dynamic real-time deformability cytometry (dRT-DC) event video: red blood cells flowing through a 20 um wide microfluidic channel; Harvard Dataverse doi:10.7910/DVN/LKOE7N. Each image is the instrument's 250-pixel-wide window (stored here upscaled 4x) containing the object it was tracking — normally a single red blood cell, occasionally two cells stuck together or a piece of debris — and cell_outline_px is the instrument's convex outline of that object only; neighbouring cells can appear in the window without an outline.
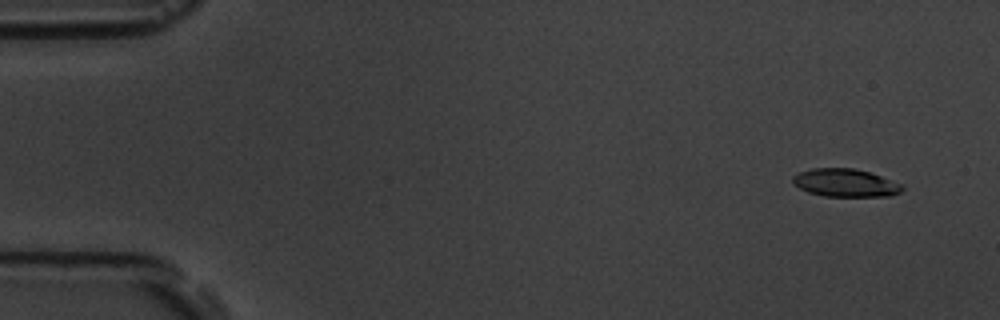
{"species": "common noctule bat (a hibernating species)", "species_latin": "Nyctalus noctula", "temperature_condition": "room temperature", "stored_images_in_passage": 55, "camera_frame_rate_fps": 3000, "um_per_image_px": 0.085, "animal": {"sex": "male", "body_mass_g": 19.5, "forearm_length_mm": 54.6}, "frame": {"image": 1, "passage_image": 4, "time_ms": 1.0, "image_size_px": [1000, 320], "cell_outline_px": [[904, 188], [900, 192], [892, 196], [824, 196], [808, 192], [792, 184], [792, 176], [800, 172], [812, 168], [856, 168], [904, 184]], "centroid_in_image_um": [71.86, 15.54], "position_along_channel_um": 13.1, "area_um2": 17.92}}
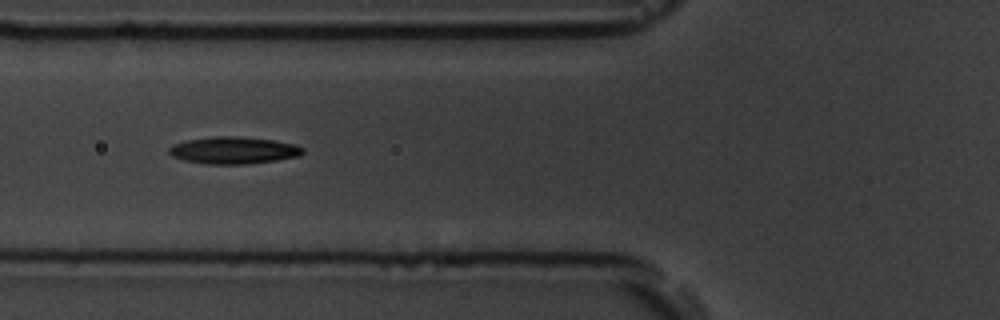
{"frame": {"image": 2, "passage_image": 21, "time_ms": 6.667, "image_size_px": [1000, 320], "cell_outline_px": [[304, 152], [300, 156], [276, 160], [248, 164], [208, 164], [184, 160], [172, 156], [168, 152], [168, 148], [172, 144], [188, 140], [216, 136], [240, 136], [272, 140], [296, 144], [304, 148]], "centroid_in_image_um": [19.87, 12.77], "position_along_channel_um": 105.9, "area_um2": 21.15}}
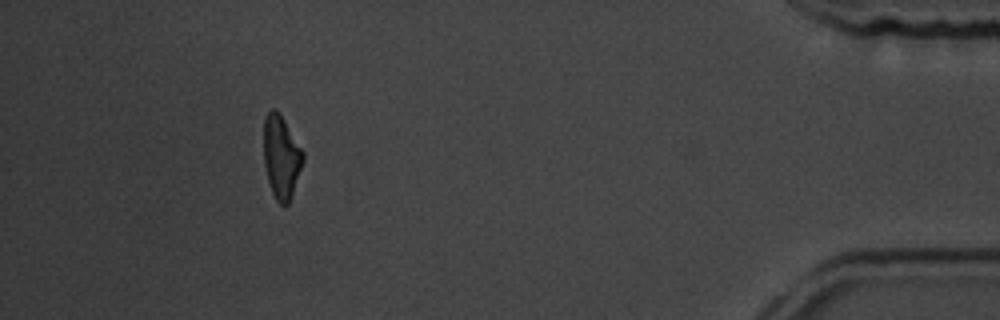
{"frame": {"image": 3, "passage_image": 50, "time_ms": 16.333, "image_size_px": [1000, 320], "cell_outline_px": [[304, 160], [292, 196], [288, 204], [284, 208], [276, 200], [272, 192], [268, 180], [264, 164], [264, 116], [268, 108], [276, 108], [280, 112], [304, 152]], "centroid_in_image_um": [23.91, 13.3], "position_along_channel_um": 411.3, "area_um2": 19.42}, "authors_computed_cell_mechanics": {"area_um2": 19.652, "velocity_mm_per_s": 3.7867, "shape_relaxation_time_tau1_ms": 3.3554, "shape_relaxation_time_tau2_ms": 4.3709, "deformation_change_tau1": 0.1521, "deformation_change_tau2": 0.1185}}